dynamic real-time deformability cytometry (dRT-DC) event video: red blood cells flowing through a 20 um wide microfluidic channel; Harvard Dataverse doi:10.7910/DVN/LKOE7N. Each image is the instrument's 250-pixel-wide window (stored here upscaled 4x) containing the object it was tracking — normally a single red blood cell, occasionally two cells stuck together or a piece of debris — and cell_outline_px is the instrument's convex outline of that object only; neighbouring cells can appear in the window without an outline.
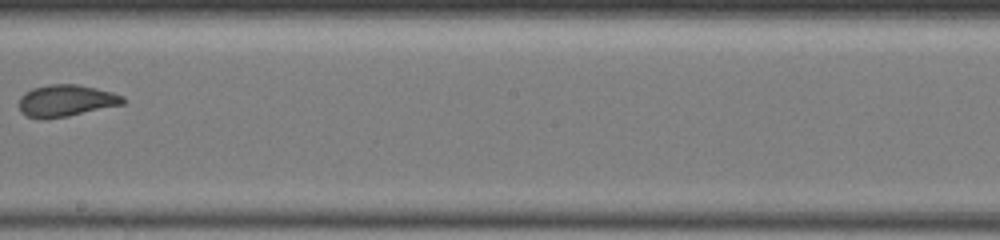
{"species": "common noctule bat (a hibernating species)", "species_latin": "Nyctalus noctula", "temperature_condition": "warm", "stored_images_in_passage": 38, "camera_frame_rate_fps": 3000, "um_per_image_px": 0.085, "animal": {"sex": "female", "body_mass_g": 19.5, "forearm_length_mm": 54.1}, "frame": {"image": 1, "passage_image": 27, "time_ms": 13.333, "image_size_px": [1000, 240], "cell_outline_px": [[128, 100], [124, 104], [68, 116], [44, 120], [28, 116], [20, 112], [20, 96], [24, 92], [32, 88], [48, 84], [76, 84], [96, 88], [112, 92], [124, 96]], "centroid_in_image_um": [5.62, 8.56], "position_along_channel_um": 242.6, "area_um2": 19.48}, "authors_computed_cell_mechanics": {"area_um2": 23.2067, "velocity_mm_per_s": 3.4108, "shape_relaxation_time_tau1_ms": 11.2179, "shape_relaxation_time_tau2_ms": 2.0863, "deformation_change_tau1": 0.2953, "deformation_change_tau2": 0.0868}}